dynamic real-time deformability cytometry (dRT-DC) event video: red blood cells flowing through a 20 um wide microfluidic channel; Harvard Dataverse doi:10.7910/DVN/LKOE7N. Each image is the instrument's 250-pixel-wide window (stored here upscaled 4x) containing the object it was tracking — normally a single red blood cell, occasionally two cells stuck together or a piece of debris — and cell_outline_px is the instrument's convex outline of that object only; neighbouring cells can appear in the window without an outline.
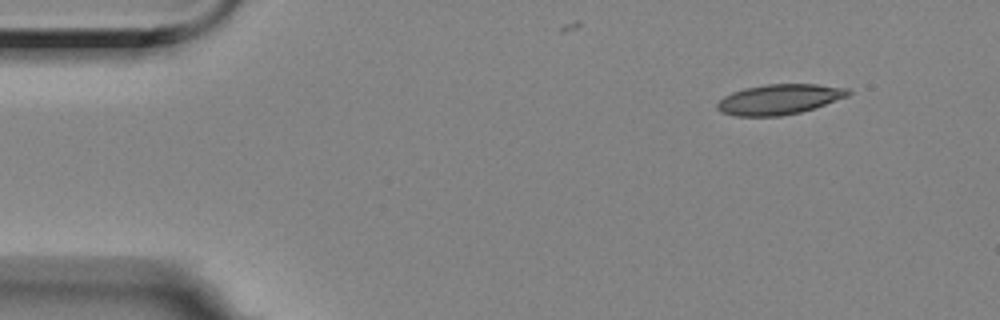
{"species": "Egyptian fruit bat (a non-hibernating species)", "species_latin": "Rousettus aegyptiacus", "temperature_condition": "room temperature", "stored_images_in_passage": 10, "camera_frame_rate_fps": 3000, "um_per_image_px": 0.085, "animal": {"sex": "female"}, "frame": {"image": 1, "passage_image": 1, "time_ms": 0.0, "image_size_px": [1000, 320], "cell_outline_px": [[852, 92], [848, 96], [800, 112], [780, 116], [736, 116], [720, 112], [716, 108], [716, 104], [724, 96], [732, 92], [744, 88], [764, 84], [816, 84], [848, 88]], "centroid_in_image_um": [66.2, 8.44], "position_along_channel_um": 18.8, "area_um2": 23.0}}
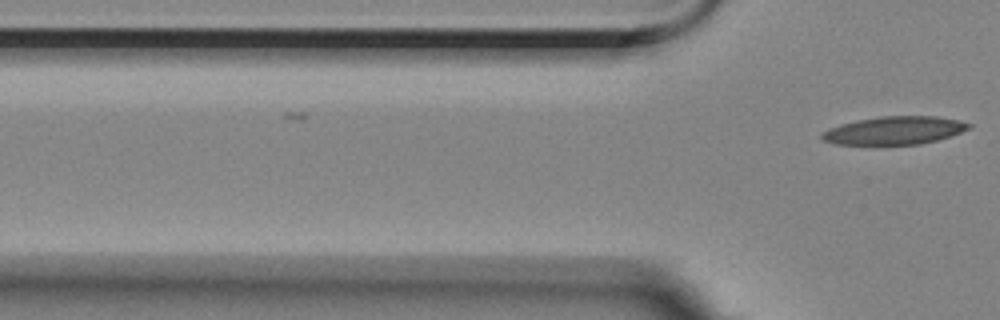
{"frame": {"image": 2, "passage_image": 10, "time_ms": 3.0, "image_size_px": [1000, 320], "cell_outline_px": [[972, 128], [936, 140], [920, 144], [832, 144], [820, 140], [820, 132], [828, 128], [840, 124], [856, 120], [880, 116], [936, 116], [960, 120], [972, 124]], "centroid_in_image_um": [75.97, 11.08], "position_along_channel_um": 49.8, "area_um2": 24.16}}